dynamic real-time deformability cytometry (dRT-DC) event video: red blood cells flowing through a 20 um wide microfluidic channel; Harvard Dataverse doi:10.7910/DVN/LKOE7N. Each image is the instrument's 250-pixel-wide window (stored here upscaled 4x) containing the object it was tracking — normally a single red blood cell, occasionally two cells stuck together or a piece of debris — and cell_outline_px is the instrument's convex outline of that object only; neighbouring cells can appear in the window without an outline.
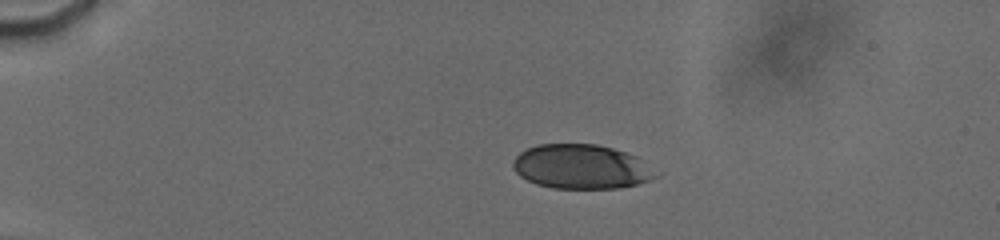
{"species": "human", "species_latin": "Homo sapiens", "temperature_condition": "cold", "stored_images_in_passage": 45, "camera_frame_rate_fps": 3000, "um_per_image_px": 0.085, "donor": {"sex": "male"}, "frame": {"image": 1, "passage_image": 4, "time_ms": 1.0, "image_size_px": [1000, 240], "cell_outline_px": [[656, 176], [640, 184], [620, 188], [552, 188], [536, 184], [520, 176], [512, 168], [512, 164], [516, 156], [520, 152], [536, 144], [596, 144], [612, 148], [636, 156]], "centroid_in_image_um": [49.32, 14.17], "position_along_channel_um": 35.7, "area_um2": 36.47}}
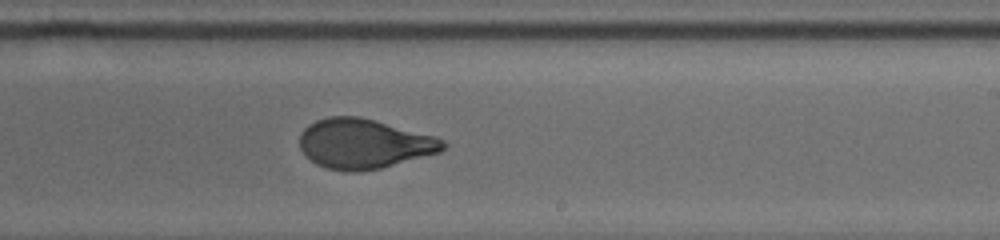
{"frame": {"image": 2, "passage_image": 29, "time_ms": 8.667, "image_size_px": [1000, 240], "cell_outline_px": [[448, 144], [440, 152], [380, 168], [360, 172], [344, 172], [328, 168], [316, 164], [304, 156], [300, 148], [300, 136], [304, 128], [308, 124], [316, 120], [328, 116], [356, 116], [376, 120], [436, 136], [444, 140]], "centroid_in_image_um": [30.92, 12.22], "position_along_channel_um": 258.1, "area_um2": 41.85}}
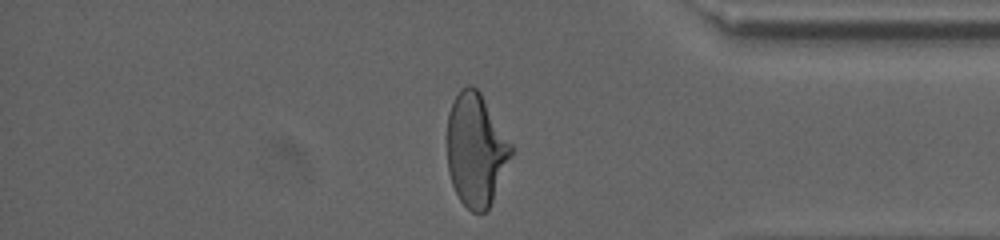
{"frame": {"image": 3, "passage_image": 43, "time_ms": 12.667, "image_size_px": [1000, 240], "cell_outline_px": [[516, 148], [492, 200], [488, 208], [484, 212], [472, 212], [460, 200], [452, 184], [448, 172], [448, 112], [460, 88], [468, 84], [472, 84], [480, 92]], "centroid_in_image_um": [40.48, 12.7], "position_along_channel_um": 394.7, "area_um2": 42.25}, "authors_computed_cell_mechanics": {"area_um2": 41.3848, "velocity_mm_per_s": 3.7891, "shape_relaxation_time_tau1_ms": 3.8375, "shape_relaxation_time_tau2_ms": 0.8375, "deformation_change_tau1": 0.1719, "deformation_change_tau2": 0.06}}